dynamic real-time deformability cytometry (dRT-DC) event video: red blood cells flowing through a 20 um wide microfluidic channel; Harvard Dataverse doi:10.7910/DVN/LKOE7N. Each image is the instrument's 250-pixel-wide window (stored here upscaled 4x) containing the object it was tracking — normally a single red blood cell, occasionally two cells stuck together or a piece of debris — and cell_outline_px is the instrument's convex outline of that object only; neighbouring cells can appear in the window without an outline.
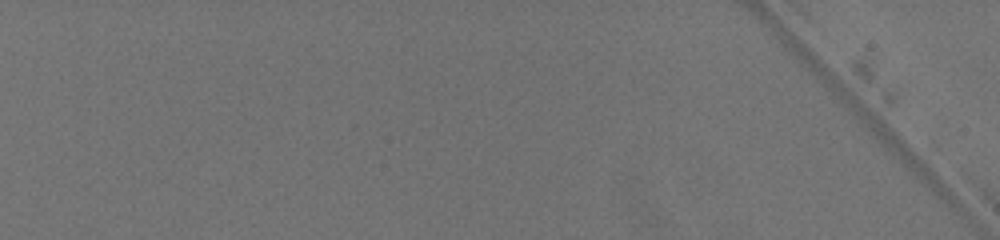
{"species": "common noctule bat (a hibernating species)", "species_latin": "Nyctalus noctula", "temperature_condition": "warm", "stored_images_in_passage": 2, "camera_frame_rate_fps": 3000, "um_per_image_px": 0.085, "animal": {"sex": "female", "body_mass_g": 19.5, "forearm_length_mm": 54.1}, "frame": {"image": 1, "passage_image": 1, "time_ms": 0.0, "image_size_px": [1000, 240], "cell_outline_px": [[212, 176], [208, 188], [172, 220], [152, 224], [144, 220], [152, 208], [180, 180], [212, 168]], "centroid_in_image_um": [15.28, 16.79], "position_along_channel_um": 69.7, "area_um2": 11.39}}